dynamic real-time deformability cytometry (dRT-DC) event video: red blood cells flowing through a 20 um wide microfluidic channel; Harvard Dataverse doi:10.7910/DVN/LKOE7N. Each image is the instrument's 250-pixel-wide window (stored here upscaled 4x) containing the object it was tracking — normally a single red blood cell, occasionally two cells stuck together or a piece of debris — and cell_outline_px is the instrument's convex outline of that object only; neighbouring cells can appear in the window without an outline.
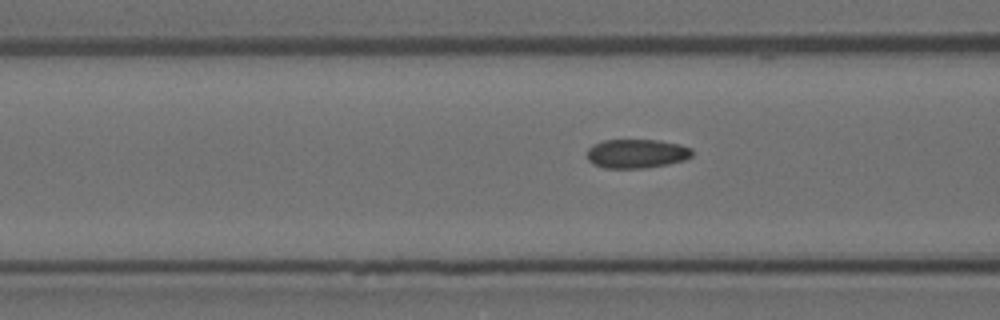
{"species": "Egyptian fruit bat (a non-hibernating species)", "species_latin": "Rousettus aegyptiacus", "temperature_condition": "room temperature", "stored_images_in_passage": 27, "camera_frame_rate_fps": 3000, "um_per_image_px": 0.085, "animal": {"sex": "female"}, "frame": {"image": 1, "passage_image": 4, "time_ms": 1.0, "image_size_px": [1000, 320], "cell_outline_px": [[692, 156], [684, 160], [668, 164], [648, 168], [604, 168], [592, 164], [588, 160], [588, 148], [592, 144], [604, 140], [656, 140], [680, 144], [692, 148]], "centroid_in_image_um": [54.1, 13.06], "position_along_channel_um": 112.5, "area_um2": 17.92}}
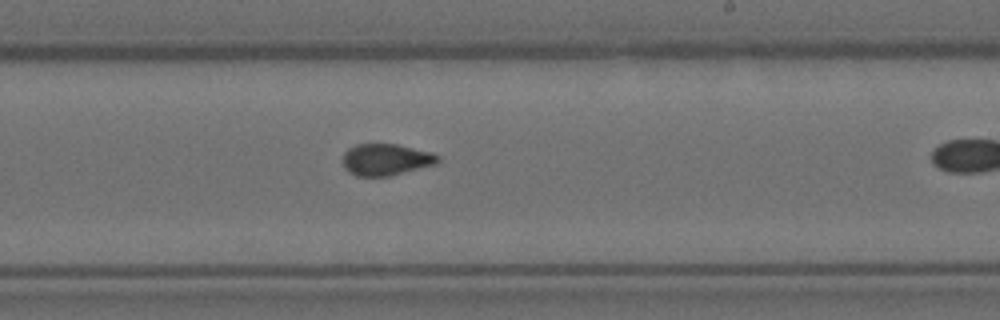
{"frame": {"image": 2, "passage_image": 16, "time_ms": 5.0, "image_size_px": [1000, 320], "cell_outline_px": [[440, 160], [436, 164], [388, 176], [356, 176], [348, 172], [344, 168], [344, 152], [348, 148], [356, 144], [396, 144], [432, 152], [440, 156]], "centroid_in_image_um": [32.81, 13.56], "position_along_channel_um": 256.2, "area_um2": 17.51}}
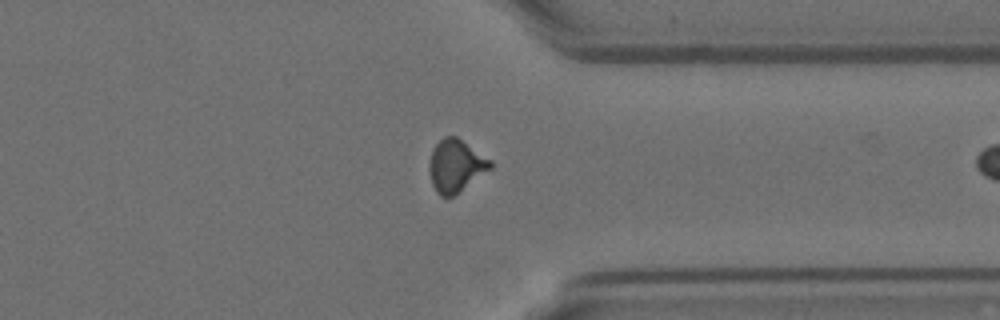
{"frame": {"image": 3, "passage_image": 26, "time_ms": 8.333, "image_size_px": [1000, 320], "cell_outline_px": [[492, 168], [452, 196], [440, 196], [436, 192], [432, 184], [428, 168], [428, 164], [432, 148], [444, 136], [456, 136], [492, 160]], "centroid_in_image_um": [38.72, 14.07], "position_along_channel_um": 372.7, "area_um2": 18.61}}